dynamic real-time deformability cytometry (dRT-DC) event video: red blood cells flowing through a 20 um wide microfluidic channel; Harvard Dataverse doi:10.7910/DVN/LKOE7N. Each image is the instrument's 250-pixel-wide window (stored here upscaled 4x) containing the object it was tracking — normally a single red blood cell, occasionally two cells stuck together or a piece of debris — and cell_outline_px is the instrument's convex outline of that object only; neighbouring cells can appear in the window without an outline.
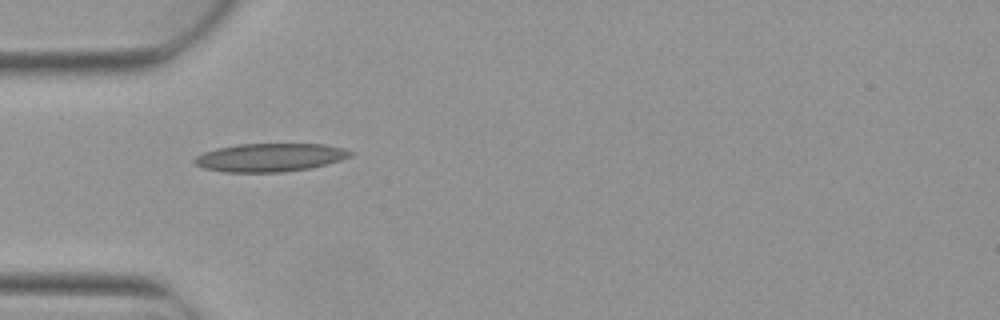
{"species": "Egyptian fruit bat (a non-hibernating species)", "species_latin": "Rousettus aegyptiacus", "temperature_condition": "warm", "stored_images_in_passage": 3, "camera_frame_rate_fps": 3000, "um_per_image_px": 0.085, "animal": {"sex": "female"}, "frame": {"image": 1, "passage_image": 2, "time_ms": 0.333, "image_size_px": [1000, 320], "cell_outline_px": [[356, 152], [352, 156], [340, 160], [308, 168], [284, 172], [224, 172], [204, 168], [196, 164], [192, 160], [196, 156], [204, 152], [216, 148], [240, 144], [324, 144], [344, 148]], "centroid_in_image_um": [22.96, 13.38], "position_along_channel_um": 62.0, "area_um2": 25.66}}
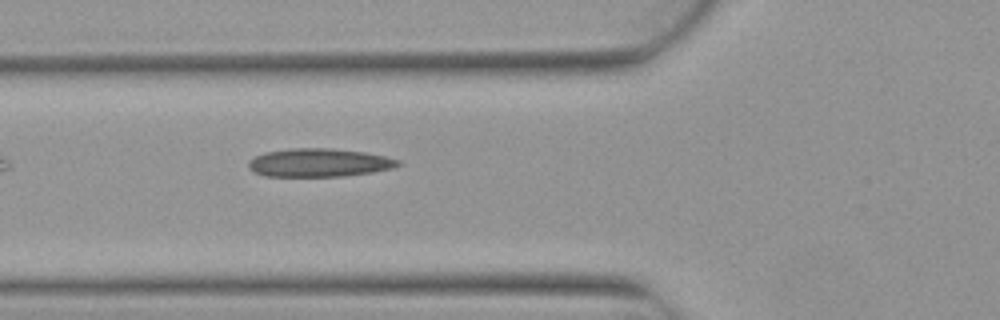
{"frame": {"image": 2, "passage_image": 3, "time_ms": 0.667, "image_size_px": [1000, 320], "cell_outline_px": [[404, 164], [392, 168], [372, 172], [344, 176], [264, 176], [252, 172], [248, 168], [248, 160], [264, 152], [292, 148], [332, 148], [364, 152], [384, 156], [400, 160]], "centroid_in_image_um": [27.1, 13.83], "position_along_channel_um": 98.7, "area_um2": 24.85}}